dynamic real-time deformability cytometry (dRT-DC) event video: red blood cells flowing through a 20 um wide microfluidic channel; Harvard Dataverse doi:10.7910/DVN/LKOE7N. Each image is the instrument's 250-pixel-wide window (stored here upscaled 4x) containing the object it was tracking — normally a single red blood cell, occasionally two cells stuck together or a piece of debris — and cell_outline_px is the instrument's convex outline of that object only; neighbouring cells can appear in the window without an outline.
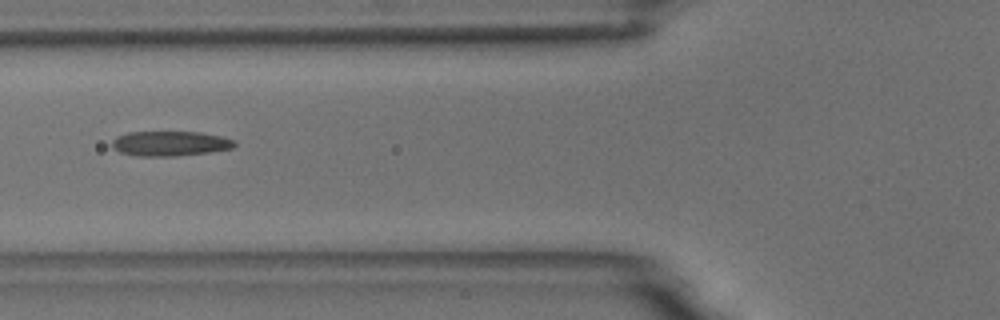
{"species": "common noctule bat (a hibernating species)", "species_latin": "Nyctalus noctula", "temperature_condition": "room temperature", "stored_images_in_passage": 40, "camera_frame_rate_fps": 3000, "um_per_image_px": 0.085, "animal": {"sex": "male", "body_mass_g": 18.8}, "frame": {"image": 1, "passage_image": 10, "time_ms": 3.0, "image_size_px": [1000, 320], "cell_outline_px": [[236, 144], [232, 148], [208, 152], [176, 156], [136, 156], [120, 152], [112, 148], [112, 140], [116, 136], [128, 132], [200, 132], [220, 136], [236, 140]], "centroid_in_image_um": [14.43, 12.2], "position_along_channel_um": 111.4, "area_um2": 17.8}}
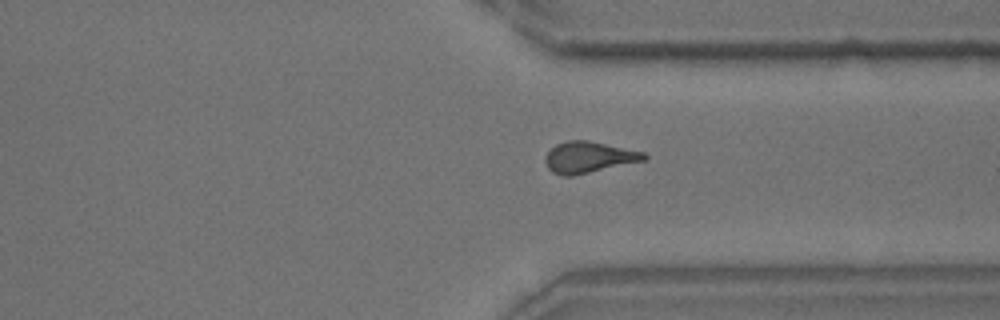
{"frame": {"image": 2, "passage_image": 30, "time_ms": 9.667, "image_size_px": [1000, 320], "cell_outline_px": [[648, 160], [572, 176], [560, 176], [552, 172], [548, 168], [544, 160], [544, 156], [556, 144], [568, 140], [588, 140], [644, 152], [648, 156]], "centroid_in_image_um": [50.05, 13.37], "position_along_channel_um": 361.4, "area_um2": 18.15}}
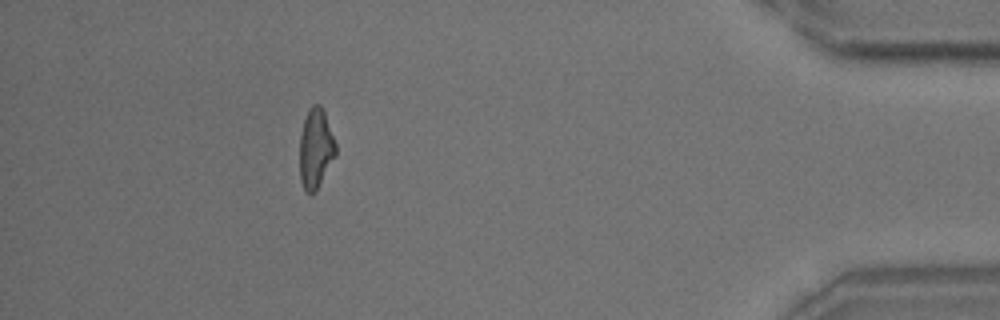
{"frame": {"image": 3, "passage_image": 38, "time_ms": 12.333, "image_size_px": [1000, 320], "cell_outline_px": [[336, 156], [316, 192], [312, 196], [308, 196], [300, 180], [300, 136], [304, 120], [308, 108], [312, 104], [320, 104], [324, 112], [336, 144]], "centroid_in_image_um": [26.83, 12.67], "position_along_channel_um": 408.4, "area_um2": 16.99}, "authors_computed_cell_mechanics": {"area_um2": 17.5423, "velocity_mm_per_s": 3.7534, "shape_relaxation_time_tau1_ms": null, "shape_relaxation_time_tau2_ms": 3.6449, "deformation_change_tau1": null, "deformation_change_tau2": 0.1404}}